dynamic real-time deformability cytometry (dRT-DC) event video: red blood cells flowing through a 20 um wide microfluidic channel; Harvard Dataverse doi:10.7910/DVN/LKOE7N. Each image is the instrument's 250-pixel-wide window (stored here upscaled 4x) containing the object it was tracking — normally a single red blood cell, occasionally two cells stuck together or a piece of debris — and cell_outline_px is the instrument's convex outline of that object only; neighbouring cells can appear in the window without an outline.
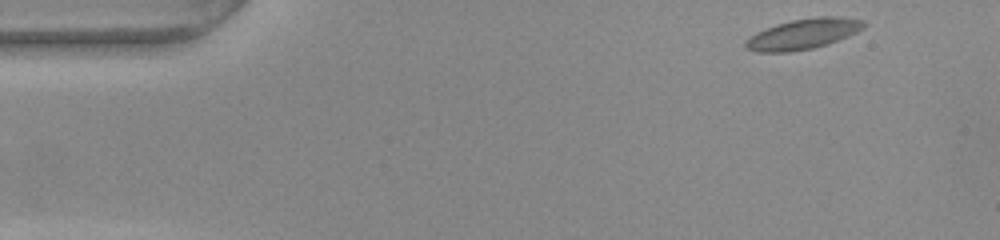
{"species": "common noctule bat (a hibernating species)", "species_latin": "Nyctalus noctula", "temperature_condition": "warm", "stored_images_in_passage": 5, "camera_frame_rate_fps": 3000, "um_per_image_px": 0.085, "animal": {"sex": "female", "body_mass_g": 22.0, "forearm_length_mm": 56.7}, "frame": {"image": 1, "passage_image": 1, "time_ms": 0.0, "image_size_px": [1000, 240], "cell_outline_px": [[868, 24], [864, 28], [848, 36], [828, 44], [812, 48], [788, 52], [756, 52], [744, 48], [744, 40], [756, 32], [764, 28], [776, 24], [792, 20], [816, 16], [840, 16], [864, 20]], "centroid_in_image_um": [68.26, 2.88], "position_along_channel_um": 16.7, "area_um2": 21.27}}